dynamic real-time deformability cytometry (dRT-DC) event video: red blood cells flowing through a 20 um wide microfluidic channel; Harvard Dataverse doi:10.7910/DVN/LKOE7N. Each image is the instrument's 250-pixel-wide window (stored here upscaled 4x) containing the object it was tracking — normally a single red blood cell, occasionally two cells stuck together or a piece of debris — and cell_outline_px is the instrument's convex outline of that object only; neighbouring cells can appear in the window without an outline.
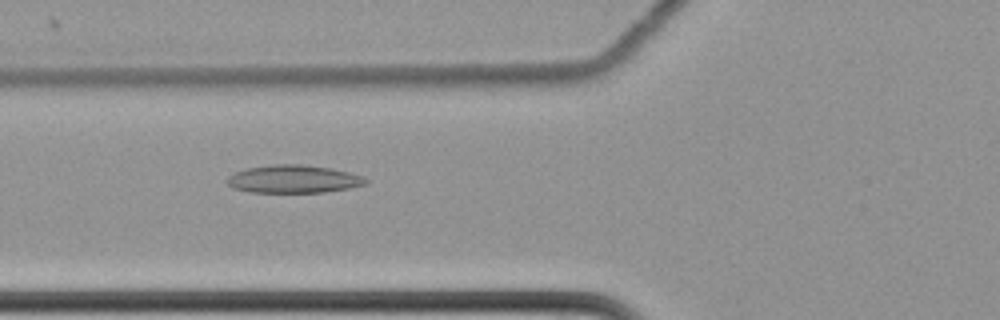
{"species": "common noctule bat (a hibernating species)", "species_latin": "Nyctalus noctula", "temperature_condition": "cold", "stored_images_in_passage": 47, "camera_frame_rate_fps": 3000, "um_per_image_px": 0.085, "animal": {"sex": "female", "body_mass_g": 22.7, "forearm_length_mm": 54.2}, "frame": {"image": 1, "passage_image": 11, "time_ms": 3.333, "image_size_px": [1000, 320], "cell_outline_px": [[368, 184], [348, 188], [324, 192], [248, 192], [232, 188], [224, 180], [228, 176], [236, 172], [248, 168], [272, 164], [304, 164], [332, 168], [364, 176], [368, 180]], "centroid_in_image_um": [24.95, 15.21], "position_along_channel_um": 100.9, "area_um2": 22.72}}
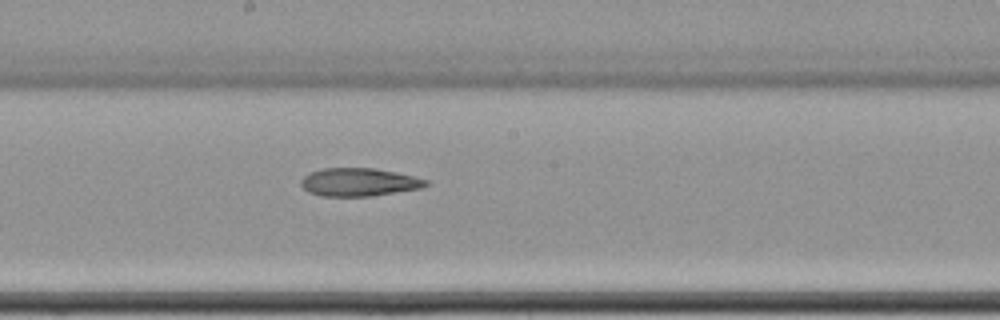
{"frame": {"image": 2, "passage_image": 21, "time_ms": 6.667, "image_size_px": [1000, 320], "cell_outline_px": [[428, 184], [420, 188], [372, 196], [320, 196], [308, 192], [300, 184], [300, 180], [308, 172], [324, 168], [376, 168], [396, 172], [428, 180]], "centroid_in_image_um": [30.46, 15.48], "position_along_channel_um": 217.7, "area_um2": 20.46}}
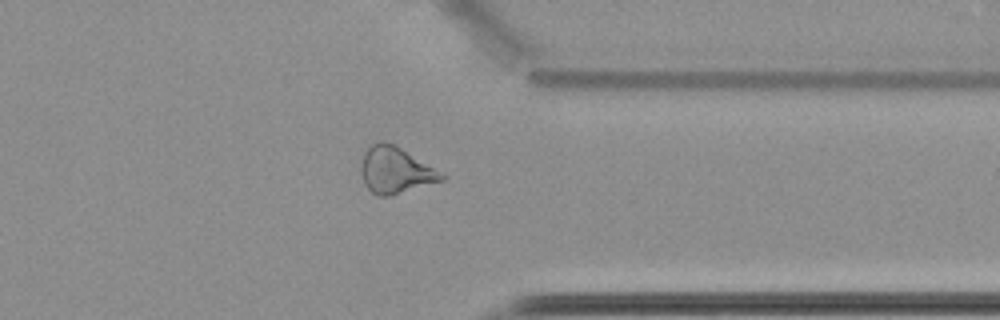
{"frame": {"image": 3, "passage_image": 35, "time_ms": 11.333, "image_size_px": [1000, 320], "cell_outline_px": [[444, 180], [392, 196], [376, 196], [364, 184], [360, 172], [360, 164], [364, 152], [372, 144], [380, 140], [384, 140], [396, 144], [440, 172], [444, 176]], "centroid_in_image_um": [33.56, 14.46], "position_along_channel_um": 377.8, "area_um2": 21.96}}